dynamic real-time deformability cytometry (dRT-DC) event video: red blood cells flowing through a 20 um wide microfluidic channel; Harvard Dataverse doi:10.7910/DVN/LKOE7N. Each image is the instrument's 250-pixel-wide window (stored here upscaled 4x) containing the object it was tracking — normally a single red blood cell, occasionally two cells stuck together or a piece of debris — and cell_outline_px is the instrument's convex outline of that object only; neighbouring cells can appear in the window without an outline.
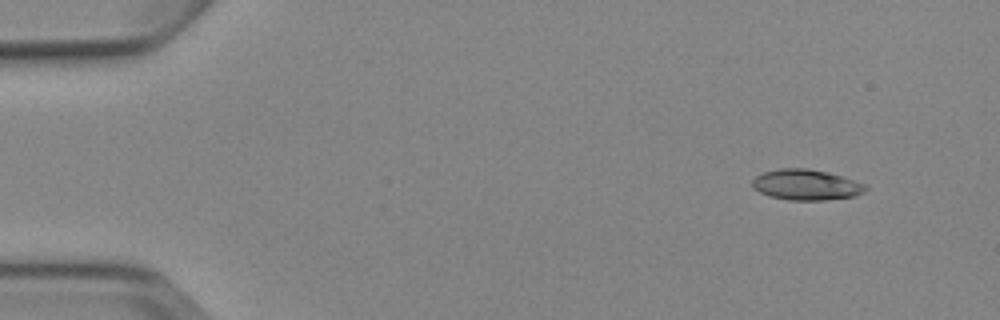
{"species": "Egyptian fruit bat (a non-hibernating species)", "species_latin": "Rousettus aegyptiacus", "temperature_condition": "cold", "stored_images_in_passage": 4, "camera_frame_rate_fps": 3000, "um_per_image_px": 0.085, "animal": {"sex": "female"}, "frame": {"image": 1, "passage_image": 1, "time_ms": 0.0, "image_size_px": [1000, 320], "cell_outline_px": [[868, 188], [864, 192], [856, 196], [824, 200], [788, 200], [768, 196], [752, 188], [752, 180], [756, 176], [764, 172], [780, 168], [808, 168], [828, 172], [844, 176], [864, 184]], "centroid_in_image_um": [68.52, 15.7], "position_along_channel_um": 16.5, "area_um2": 20.4}}
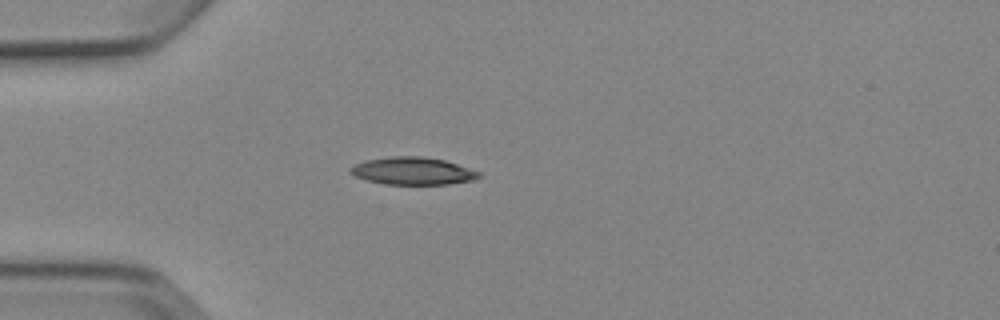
{"frame": {"image": 2, "passage_image": 4, "time_ms": 3.333, "image_size_px": [1000, 320], "cell_outline_px": [[480, 176], [472, 180], [448, 184], [384, 184], [368, 180], [356, 176], [348, 172], [356, 164], [364, 160], [392, 156], [420, 156], [444, 160], [480, 172]], "centroid_in_image_um": [35.07, 14.53], "position_along_channel_um": 49.9, "area_um2": 20.29}}